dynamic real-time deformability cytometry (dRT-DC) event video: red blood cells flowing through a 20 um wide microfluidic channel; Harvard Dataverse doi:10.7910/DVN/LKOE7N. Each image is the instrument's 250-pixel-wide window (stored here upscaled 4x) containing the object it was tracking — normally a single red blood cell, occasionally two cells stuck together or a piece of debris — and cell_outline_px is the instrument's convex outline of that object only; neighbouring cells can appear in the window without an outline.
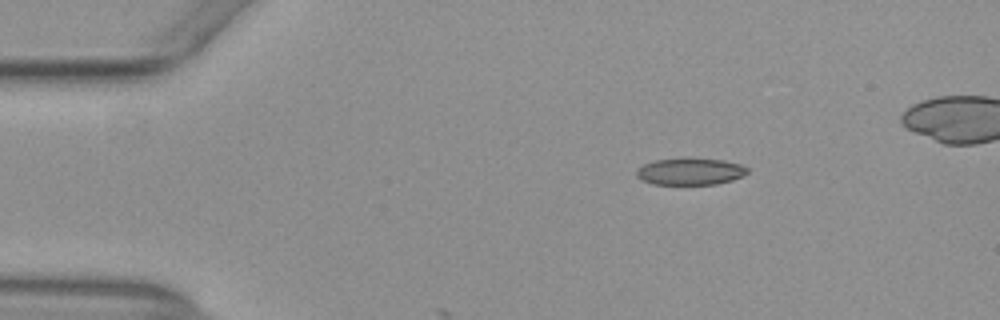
{"species": "common noctule bat (a hibernating species)", "species_latin": "Nyctalus noctula", "temperature_condition": "warm", "stored_images_in_passage": 6, "camera_frame_rate_fps": 3000, "um_per_image_px": 0.085, "animal": {"sex": "female", "body_mass_g": 29.2, "forearm_length_mm": 56.3}, "frame": {"image": 1, "passage_image": 3, "time_ms": 0.667, "image_size_px": [1000, 320], "cell_outline_px": [[748, 172], [744, 176], [732, 180], [716, 184], [652, 184], [640, 180], [636, 176], [636, 172], [644, 164], [656, 160], [684, 156], [688, 156], [724, 160], [740, 164], [748, 168]], "centroid_in_image_um": [58.68, 14.55], "position_along_channel_um": 26.3, "area_um2": 17.86}}